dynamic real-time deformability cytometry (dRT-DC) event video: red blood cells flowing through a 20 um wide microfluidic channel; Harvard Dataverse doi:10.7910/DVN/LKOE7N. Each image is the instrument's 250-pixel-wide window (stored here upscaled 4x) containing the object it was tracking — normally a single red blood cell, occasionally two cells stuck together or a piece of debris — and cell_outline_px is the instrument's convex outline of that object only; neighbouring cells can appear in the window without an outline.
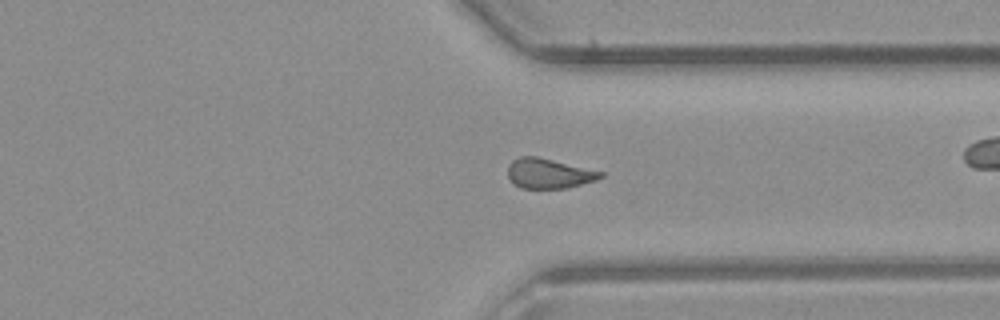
{"species": "common noctule bat (a hibernating species)", "species_latin": "Nyctalus noctula", "temperature_condition": "room temperature", "stored_images_in_passage": 38, "camera_frame_rate_fps": 3000, "um_per_image_px": 0.085, "animal": {"sex": "male", "body_mass_g": 23.1, "forearm_length_mm": 52.7}, "frame": {"image": 1, "passage_image": 27, "time_ms": 8.667, "image_size_px": [1000, 320], "cell_outline_px": [[604, 176], [596, 180], [564, 188], [520, 188], [512, 184], [508, 176], [508, 164], [512, 160], [520, 156], [536, 156], [604, 172]], "centroid_in_image_um": [46.61, 14.74], "position_along_channel_um": 364.8, "area_um2": 16.13}}